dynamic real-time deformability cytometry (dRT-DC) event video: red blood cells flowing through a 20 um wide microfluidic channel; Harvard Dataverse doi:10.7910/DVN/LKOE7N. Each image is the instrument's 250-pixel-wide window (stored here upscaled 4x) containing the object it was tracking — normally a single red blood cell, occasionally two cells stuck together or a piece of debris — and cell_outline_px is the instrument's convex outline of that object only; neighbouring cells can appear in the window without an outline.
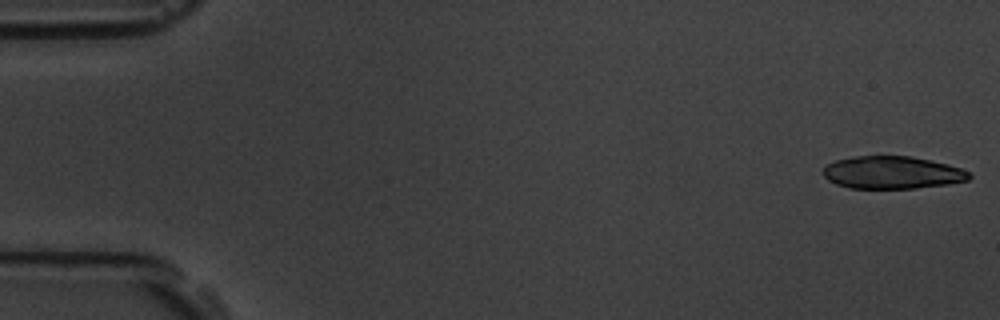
{"species": "common noctule bat (a hibernating species)", "species_latin": "Nyctalus noctula", "temperature_condition": "room temperature", "stored_images_in_passage": 4, "camera_frame_rate_fps": 3000, "um_per_image_px": 0.085, "animal": {"sex": "male", "body_mass_g": 19.5, "forearm_length_mm": 54.6}, "frame": {"image": 1, "passage_image": 1, "time_ms": 0.0, "image_size_px": [1000, 320], "cell_outline_px": [[972, 176], [968, 180], [948, 184], [916, 188], [848, 188], [836, 184], [828, 180], [824, 176], [824, 164], [836, 160], [856, 156], [912, 156], [948, 164], [960, 168], [968, 172]], "centroid_in_image_um": [75.82, 14.66], "position_along_channel_um": 9.2, "area_um2": 27.74}}